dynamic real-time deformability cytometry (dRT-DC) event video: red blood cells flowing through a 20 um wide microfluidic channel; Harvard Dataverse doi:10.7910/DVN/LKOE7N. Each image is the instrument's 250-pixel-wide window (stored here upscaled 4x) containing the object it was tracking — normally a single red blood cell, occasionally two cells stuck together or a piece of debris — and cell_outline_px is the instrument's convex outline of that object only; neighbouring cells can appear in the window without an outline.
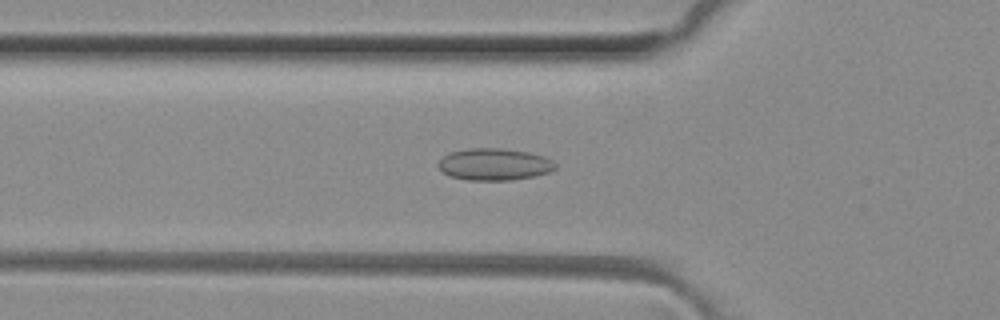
{"species": "common noctule bat (a hibernating species)", "species_latin": "Nyctalus noctula", "temperature_condition": "room temperature", "stored_images_in_passage": 47, "camera_frame_rate_fps": 3000, "um_per_image_px": 0.085, "animal": {"sex": "female", "body_mass_g": 29.2, "forearm_length_mm": 56.3}, "frame": {"image": 1, "passage_image": 17, "time_ms": 5.333, "image_size_px": [1000, 320], "cell_outline_px": [[556, 168], [548, 172], [536, 176], [512, 180], [468, 180], [448, 176], [436, 164], [444, 156], [452, 152], [468, 148], [500, 148], [528, 152], [544, 156], [552, 160], [556, 164]], "centroid_in_image_um": [42.03, 13.97], "position_along_channel_um": 83.8, "area_um2": 21.79}}
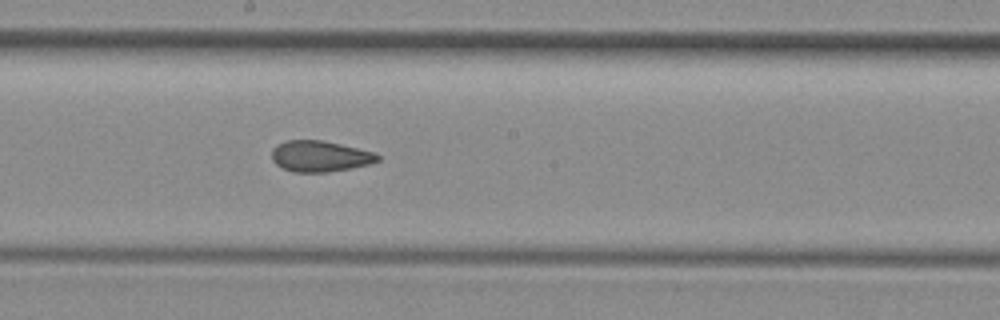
{"frame": {"image": 2, "passage_image": 27, "time_ms": 8.667, "image_size_px": [1000, 320], "cell_outline_px": [[380, 160], [372, 164], [352, 168], [328, 172], [292, 172], [276, 164], [272, 160], [272, 148], [288, 140], [320, 140], [340, 144], [376, 152], [380, 156]], "centroid_in_image_um": [27.24, 13.29], "position_along_channel_um": 221.0, "area_um2": 19.19}}
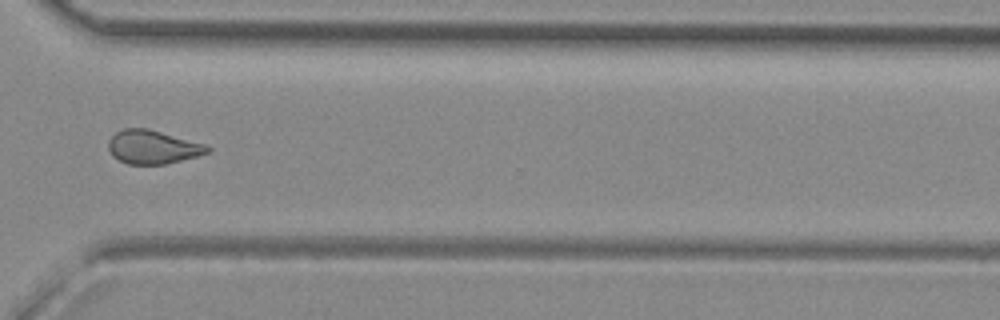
{"frame": {"image": 3, "passage_image": 37, "time_ms": 12.0, "image_size_px": [1000, 320], "cell_outline_px": [[212, 152], [164, 164], [128, 164], [112, 156], [108, 148], [108, 140], [116, 132], [124, 128], [148, 128], [204, 144], [212, 148]], "centroid_in_image_um": [12.97, 12.49], "position_along_channel_um": 357.6, "area_um2": 19.31}, "authors_computed_cell_mechanics": {"area_um2": 19.8832, "velocity_mm_per_s": 4.1, "shape_relaxation_time_tau1_ms": null, "shape_relaxation_time_tau2_ms": 2.4087, "deformation_change_tau1": null, "deformation_change_tau2": 0.084}}